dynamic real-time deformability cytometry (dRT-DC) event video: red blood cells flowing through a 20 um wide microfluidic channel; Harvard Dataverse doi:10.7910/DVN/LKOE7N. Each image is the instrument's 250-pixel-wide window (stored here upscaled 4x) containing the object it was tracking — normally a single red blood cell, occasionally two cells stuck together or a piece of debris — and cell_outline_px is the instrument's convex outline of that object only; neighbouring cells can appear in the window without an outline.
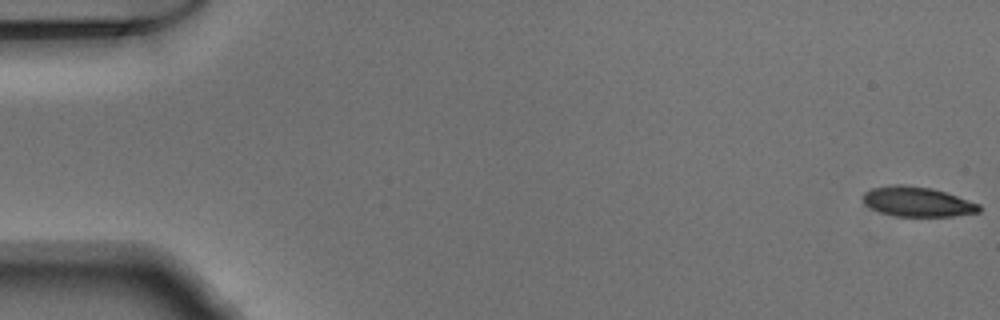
{"species": "Egyptian fruit bat (a non-hibernating species)", "species_latin": "Rousettus aegyptiacus", "temperature_condition": "warm", "stored_images_in_passage": 52, "segment_of_instrument_passage": [1, 2], "camera_frame_rate_fps": 3000, "um_per_image_px": 0.085, "animal": {"sex": "male"}, "frame": {"image": 1, "passage_image": 1, "time_ms": 0.0, "image_size_px": [1000, 320], "cell_outline_px": [[980, 212], [952, 216], [896, 216], [880, 212], [864, 204], [860, 200], [860, 196], [864, 192], [872, 188], [892, 184], [904, 184], [932, 188], [980, 204]], "centroid_in_image_um": [77.91, 17.13], "position_along_channel_um": 7.1, "area_um2": 20.29}}
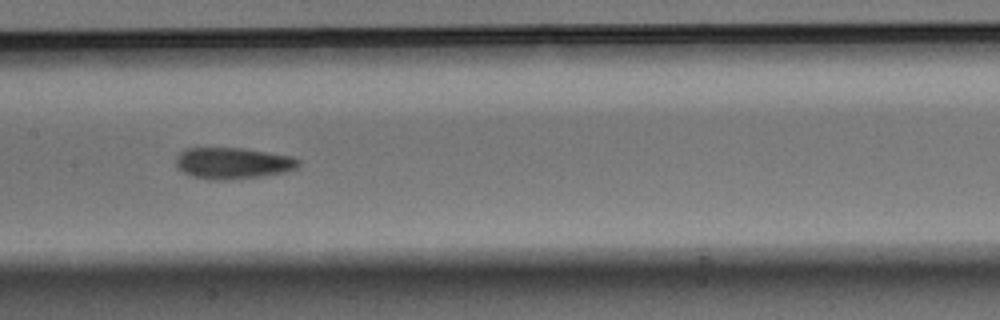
{"frame": {"image": 2, "passage_image": 26, "time_ms": 8.333, "image_size_px": [1000, 320], "cell_outline_px": [[300, 164], [296, 168], [288, 172], [260, 176], [228, 180], [208, 180], [192, 176], [176, 168], [176, 156], [184, 148], [244, 148], [292, 156], [300, 160]], "centroid_in_image_um": [19.79, 13.87], "position_along_channel_um": 187.6, "area_um2": 22.66}}
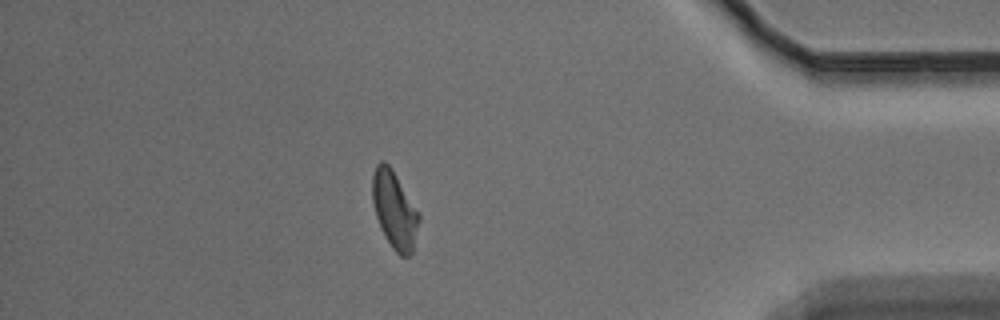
{"frame": {"image": 3, "passage_image": 45, "time_ms": 14.667, "image_size_px": [1000, 320], "cell_outline_px": [[420, 220], [412, 252], [408, 256], [400, 256], [392, 248], [380, 228], [376, 216], [372, 200], [372, 176], [376, 164], [380, 160], [384, 160], [392, 168], [420, 216]], "centroid_in_image_um": [33.51, 17.83], "position_along_channel_um": 401.7, "area_um2": 20.87}}